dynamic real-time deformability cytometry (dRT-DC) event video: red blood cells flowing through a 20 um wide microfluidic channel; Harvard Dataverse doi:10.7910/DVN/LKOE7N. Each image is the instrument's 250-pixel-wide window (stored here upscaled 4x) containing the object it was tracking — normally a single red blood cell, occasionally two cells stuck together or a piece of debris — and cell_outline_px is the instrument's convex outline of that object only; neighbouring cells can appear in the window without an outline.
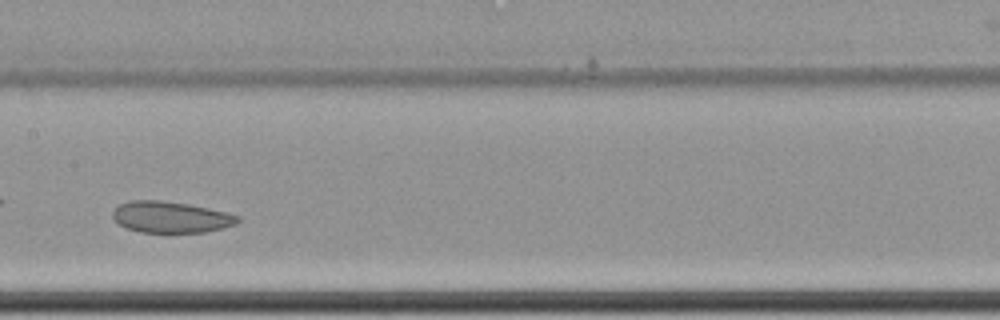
{"species": "common noctule bat (a hibernating species)", "species_latin": "Nyctalus noctula", "temperature_condition": "cold", "stored_images_in_passage": 16, "camera_frame_rate_fps": 3000, "um_per_image_px": 0.085, "animal": {"sex": "female", "body_mass_g": 22.7, "forearm_length_mm": 54.2}, "frame": {"image": 1, "passage_image": 10, "time_ms": 3.0, "image_size_px": [1000, 320], "cell_outline_px": [[240, 220], [236, 224], [224, 228], [204, 232], [140, 232], [128, 228], [120, 224], [112, 216], [112, 212], [120, 204], [128, 200], [160, 200], [188, 204], [228, 212], [240, 216]], "centroid_in_image_um": [14.55, 18.45], "position_along_channel_um": 192.9, "area_um2": 22.77}}
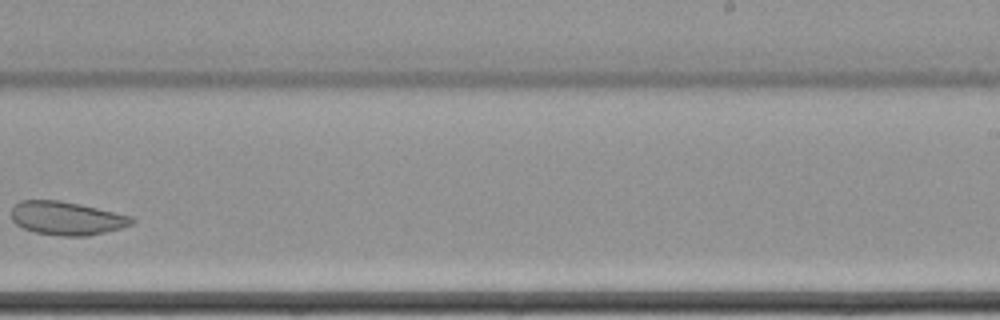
{"frame": {"image": 2, "passage_image": 12, "time_ms": 3.667, "image_size_px": [1000, 320], "cell_outline_px": [[136, 220], [132, 224], [120, 228], [88, 236], [64, 236], [36, 232], [24, 228], [16, 224], [12, 220], [12, 204], [20, 200], [60, 200], [80, 204], [132, 216]], "centroid_in_image_um": [5.65, 18.54], "position_along_channel_um": 283.3, "area_um2": 23.47}}